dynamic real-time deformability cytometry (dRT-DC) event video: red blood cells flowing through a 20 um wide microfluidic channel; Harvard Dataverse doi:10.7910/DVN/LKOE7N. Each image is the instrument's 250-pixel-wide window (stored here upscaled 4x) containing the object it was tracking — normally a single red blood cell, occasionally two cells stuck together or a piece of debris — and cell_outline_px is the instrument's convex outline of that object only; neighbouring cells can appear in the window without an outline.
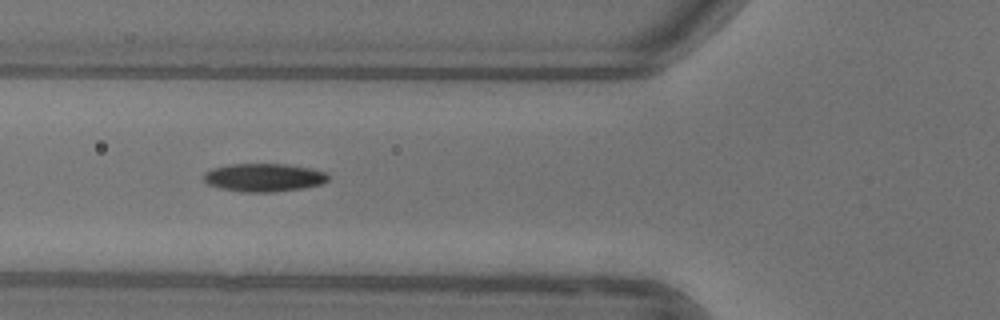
{"species": "common noctule bat (a hibernating species)", "species_latin": "Nyctalus noctula", "temperature_condition": "warm", "stored_images_in_passage": 37, "camera_frame_rate_fps": 3000, "um_per_image_px": 0.085, "animal": {"sex": "female"}, "frame": {"image": 1, "passage_image": 6, "time_ms": 1.667, "image_size_px": [1000, 320], "cell_outline_px": [[328, 180], [320, 184], [304, 188], [272, 192], [244, 192], [220, 188], [208, 184], [204, 180], [204, 172], [212, 168], [228, 164], [288, 164], [308, 168], [324, 172], [328, 176]], "centroid_in_image_um": [22.39, 15.09], "position_along_channel_um": 103.4, "area_um2": 20.35}, "authors_computed_cell_mechanics": {"area_um2": 20.0566, "velocity_mm_per_s": 3.9323, "shape_relaxation_time_tau1_ms": 7.7089, "shape_relaxation_time_tau2_ms": 6.6421, "deformation_change_tau1": 0.2025, "deformation_change_tau2": 0.1166}}